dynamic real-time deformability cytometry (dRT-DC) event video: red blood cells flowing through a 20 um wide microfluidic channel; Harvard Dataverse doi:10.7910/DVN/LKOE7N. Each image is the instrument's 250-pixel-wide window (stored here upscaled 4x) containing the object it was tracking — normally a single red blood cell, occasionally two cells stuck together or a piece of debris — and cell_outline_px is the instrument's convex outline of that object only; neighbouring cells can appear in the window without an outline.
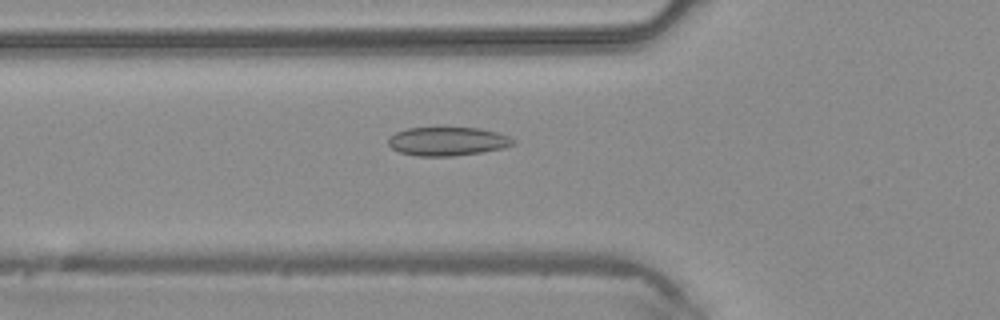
{"species": "common noctule bat (a hibernating species)", "species_latin": "Nyctalus noctula", "temperature_condition": "warm", "stored_images_in_passage": 31, "camera_frame_rate_fps": 3000, "um_per_image_px": 0.085, "animal": {"sex": "male", "body_mass_g": 20.4}, "frame": {"image": 1, "passage_image": 2, "time_ms": 0.333, "image_size_px": [1000, 320], "cell_outline_px": [[516, 144], [504, 148], [484, 152], [456, 156], [416, 156], [400, 152], [392, 148], [388, 144], [388, 140], [396, 132], [408, 128], [480, 128], [496, 132], [508, 136], [516, 140]], "centroid_in_image_um": [38.09, 12.02], "position_along_channel_um": 87.7, "area_um2": 20.92}}
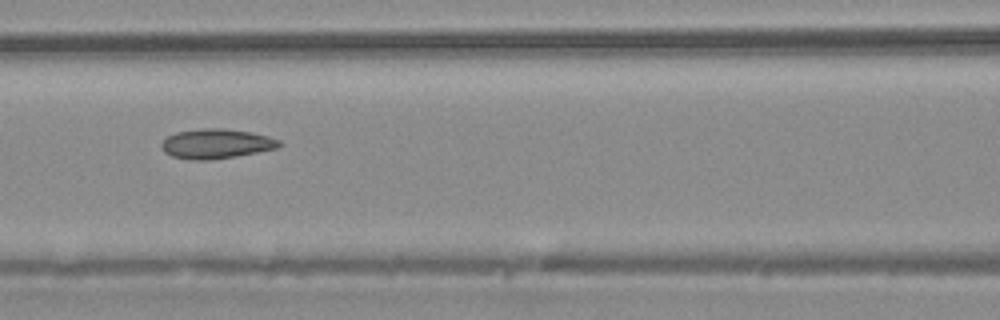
{"frame": {"image": 2, "passage_image": 6, "time_ms": 1.667, "image_size_px": [1000, 320], "cell_outline_px": [[280, 144], [276, 148], [256, 152], [212, 160], [192, 160], [172, 156], [164, 152], [160, 144], [168, 136], [176, 132], [200, 128], [224, 128], [248, 132], [268, 136], [280, 140]], "centroid_in_image_um": [18.33, 12.21], "position_along_channel_um": 148.3, "area_um2": 20.17}}
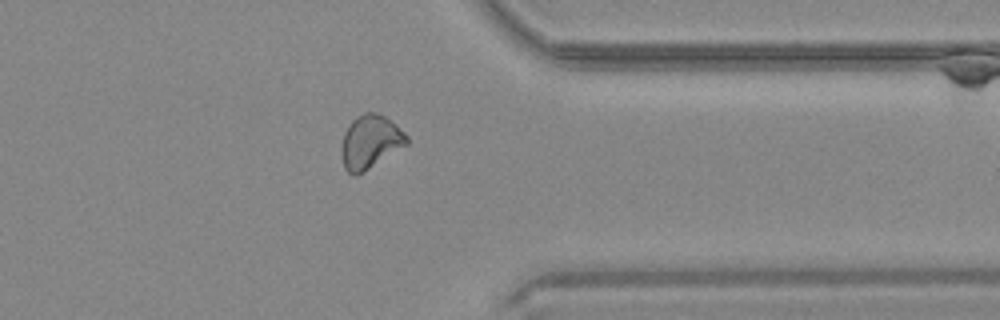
{"frame": {"image": 3, "passage_image": 22, "time_ms": 7.0, "image_size_px": [1000, 320], "cell_outline_px": [[408, 144], [356, 176], [352, 176], [344, 168], [340, 148], [344, 132], [348, 124], [356, 116], [364, 112], [376, 112], [384, 116], [396, 124], [408, 136]], "centroid_in_image_um": [31.44, 12.05], "position_along_channel_um": 380.0, "area_um2": 20.46}}